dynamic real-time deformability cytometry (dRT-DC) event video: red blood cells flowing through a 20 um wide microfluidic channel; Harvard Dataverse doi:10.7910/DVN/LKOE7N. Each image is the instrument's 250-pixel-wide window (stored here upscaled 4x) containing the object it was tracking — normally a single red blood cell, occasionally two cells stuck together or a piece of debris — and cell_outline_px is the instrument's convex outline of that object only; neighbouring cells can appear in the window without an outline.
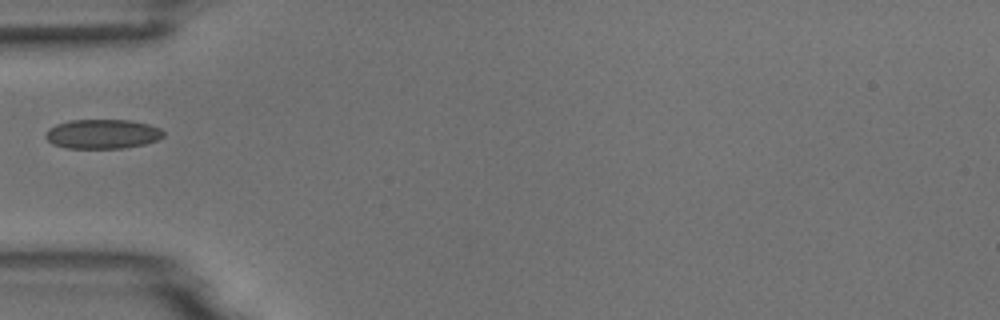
{"species": "common noctule bat (a hibernating species)", "species_latin": "Nyctalus noctula", "temperature_condition": "room temperature", "stored_images_in_passage": 7, "camera_frame_rate_fps": 3000, "um_per_image_px": 0.085, "animal": {"sex": "male", "body_mass_g": 18.8}, "frame": {"image": 1, "passage_image": 5, "time_ms": 5.0, "image_size_px": [1000, 320], "cell_outline_px": [[164, 136], [160, 140], [144, 144], [124, 148], [68, 148], [52, 144], [44, 136], [44, 132], [48, 128], [56, 124], [68, 120], [132, 120], [148, 124], [160, 128], [164, 132]], "centroid_in_image_um": [8.7, 11.38], "position_along_channel_um": 76.3, "area_um2": 20.46}}